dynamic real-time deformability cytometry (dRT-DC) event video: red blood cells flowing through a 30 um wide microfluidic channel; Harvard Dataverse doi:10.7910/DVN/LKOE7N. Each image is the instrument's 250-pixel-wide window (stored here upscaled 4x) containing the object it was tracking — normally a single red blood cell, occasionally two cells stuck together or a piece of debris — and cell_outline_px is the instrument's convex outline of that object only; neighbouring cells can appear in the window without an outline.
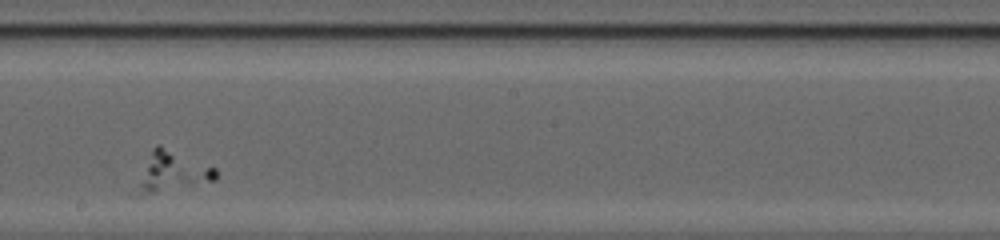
{"species": "common noctule bat (a hibernating species)", "species_latin": "Nyctalus noctula", "temperature_condition": "cold", "stored_images_in_passage": 25, "camera_frame_rate_fps": 3000, "um_per_image_px": 0.085, "animal": {"sex": "female", "body_mass_g": 20.0, "forearm_length_mm": 54.0}, "frame": {"image": 1, "passage_image": 13, "time_ms": 4.0, "image_size_px": [1000, 240], "cell_outline_px": [[216, 180], [140, 196], [140, 184], [152, 148], [156, 144], [160, 144], [216, 168]], "centroid_in_image_um": [14.72, 14.56], "position_along_channel_um": 233.5, "area_um2": 17.34}}
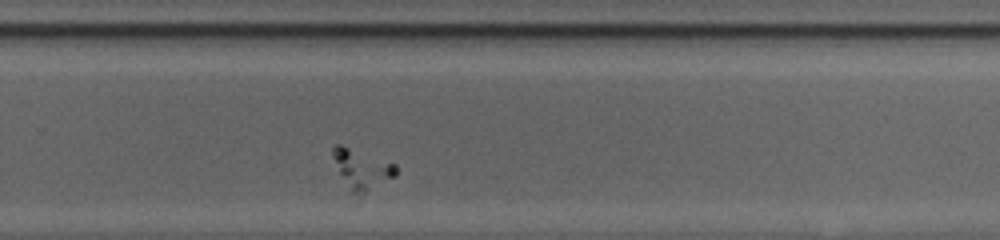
{"frame": {"image": 2, "passage_image": 18, "time_ms": 5.667, "image_size_px": [1000, 240], "cell_outline_px": [[396, 176], [356, 204], [332, 156], [332, 148], [336, 144], [340, 144], [396, 164]], "centroid_in_image_um": [30.79, 14.54], "position_along_channel_um": 299.0, "area_um2": 15.43}}
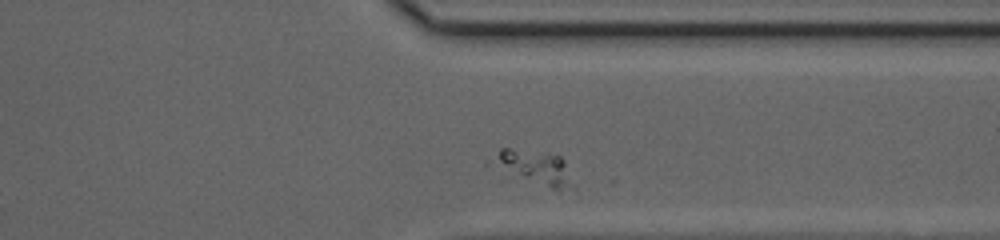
{"frame": {"image": 3, "passage_image": 23, "time_ms": 7.333, "image_size_px": [1000, 240], "cell_outline_px": [[564, 164], [560, 188], [556, 192], [496, 160], [500, 148], [508, 148], [560, 156], [564, 160]], "centroid_in_image_um": [45.45, 14.11], "position_along_channel_um": 365.9, "area_um2": 12.2}}